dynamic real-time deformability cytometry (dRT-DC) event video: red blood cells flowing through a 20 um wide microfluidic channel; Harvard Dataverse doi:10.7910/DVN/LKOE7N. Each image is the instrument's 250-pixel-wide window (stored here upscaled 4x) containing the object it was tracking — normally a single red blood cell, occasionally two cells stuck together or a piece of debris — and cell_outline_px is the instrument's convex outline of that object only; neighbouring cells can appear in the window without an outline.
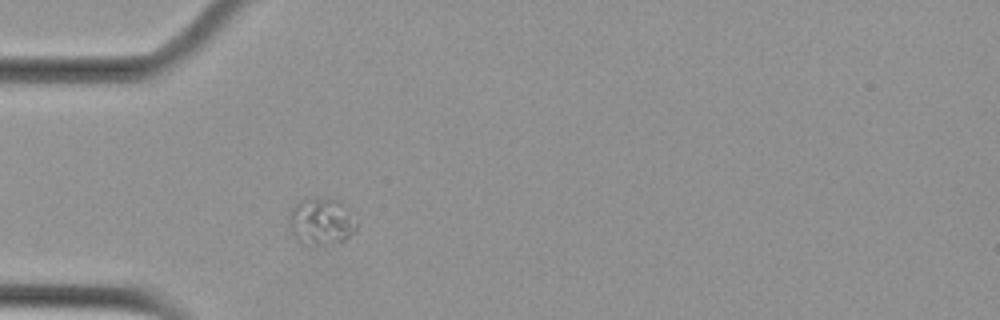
{"species": "Egyptian fruit bat (a non-hibernating species)", "species_latin": "Rousettus aegyptiacus", "temperature_condition": "cold", "stored_images_in_passage": 1, "camera_frame_rate_fps": 3000, "um_per_image_px": 0.085, "animal": {"sex": "female"}, "frame": {"image": 1, "passage_image": 1, "time_ms": 0.0, "image_size_px": [1000, 320], "cell_outline_px": [[356, 232], [344, 240], [308, 248], [296, 240], [288, 228], [288, 212], [300, 200], [316, 196], [324, 196], [340, 200], [348, 208], [356, 224]], "centroid_in_image_um": [27.25, 18.82], "position_along_channel_um": 57.8, "area_um2": 19.36}}